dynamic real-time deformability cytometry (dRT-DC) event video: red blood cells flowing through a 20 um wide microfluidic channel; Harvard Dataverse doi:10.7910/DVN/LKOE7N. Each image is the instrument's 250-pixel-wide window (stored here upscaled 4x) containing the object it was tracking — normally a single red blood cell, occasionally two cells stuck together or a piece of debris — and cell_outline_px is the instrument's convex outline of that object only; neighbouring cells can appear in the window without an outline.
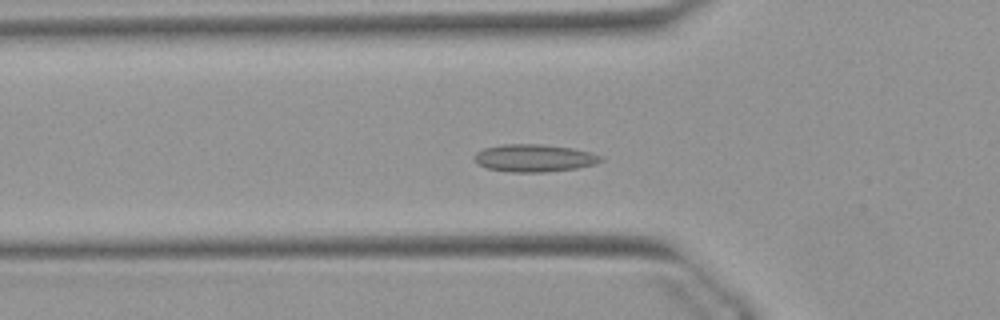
{"species": "Egyptian fruit bat (a non-hibernating species)", "species_latin": "Rousettus aegyptiacus", "temperature_condition": "warm", "stored_images_in_passage": 52, "camera_frame_rate_fps": 3000, "um_per_image_px": 0.085, "animal": {"sex": "female"}, "frame": {"image": 1, "passage_image": 17, "time_ms": 5.333, "image_size_px": [1000, 320], "cell_outline_px": [[604, 160], [596, 164], [576, 168], [544, 172], [512, 172], [488, 168], [476, 164], [476, 152], [484, 148], [504, 144], [540, 144], [572, 148], [592, 152], [600, 156]], "centroid_in_image_um": [45.43, 13.43], "position_along_channel_um": 80.4, "area_um2": 20.17}}
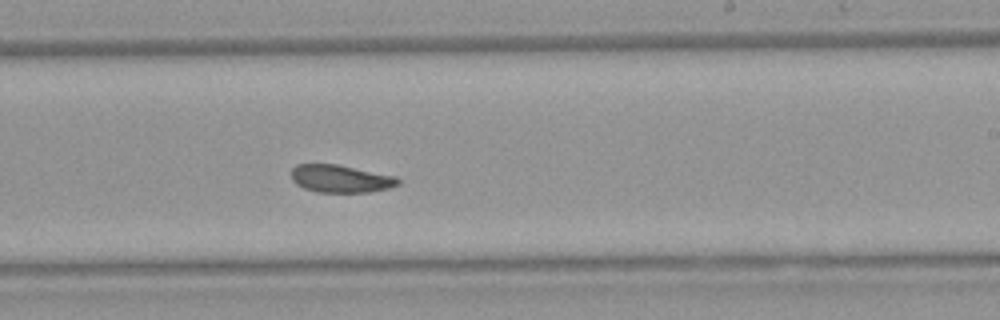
{"frame": {"image": 2, "passage_image": 31, "time_ms": 10.0, "image_size_px": [1000, 320], "cell_outline_px": [[400, 184], [388, 188], [372, 192], [316, 192], [304, 188], [296, 184], [292, 180], [292, 168], [296, 164], [336, 164], [396, 176], [400, 180]], "centroid_in_image_um": [28.96, 15.19], "position_along_channel_um": 260.0, "area_um2": 17.22}}
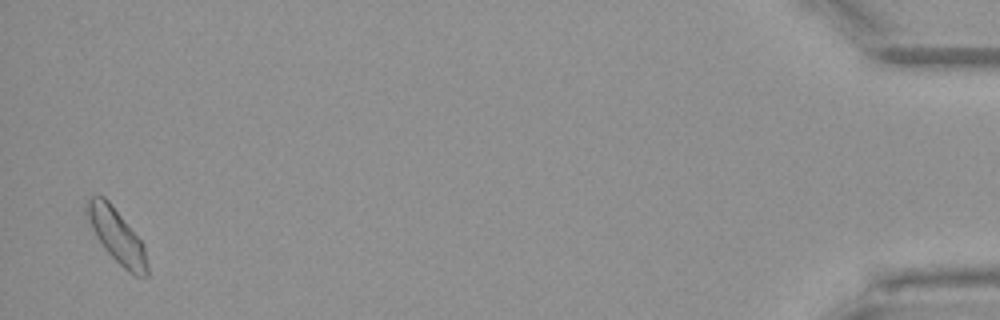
{"frame": {"image": 3, "passage_image": 51, "time_ms": 16.667, "image_size_px": [1000, 320], "cell_outline_px": [[148, 276], [136, 276], [128, 272], [104, 248], [96, 236], [84, 212], [84, 204], [88, 196], [104, 196], [108, 200], [144, 244], [148, 268]], "centroid_in_image_um": [9.89, 20.01], "position_along_channel_um": 425.3, "area_um2": 18.96}, "authors_computed_cell_mechanics": {"area_um2": 18.2648, "velocity_mm_per_s": 3.8651, "shape_relaxation_time_tau1_ms": null, "shape_relaxation_time_tau2_ms": 2.0609, "deformation_change_tau1": null, "deformation_change_tau2": 0.0498}}